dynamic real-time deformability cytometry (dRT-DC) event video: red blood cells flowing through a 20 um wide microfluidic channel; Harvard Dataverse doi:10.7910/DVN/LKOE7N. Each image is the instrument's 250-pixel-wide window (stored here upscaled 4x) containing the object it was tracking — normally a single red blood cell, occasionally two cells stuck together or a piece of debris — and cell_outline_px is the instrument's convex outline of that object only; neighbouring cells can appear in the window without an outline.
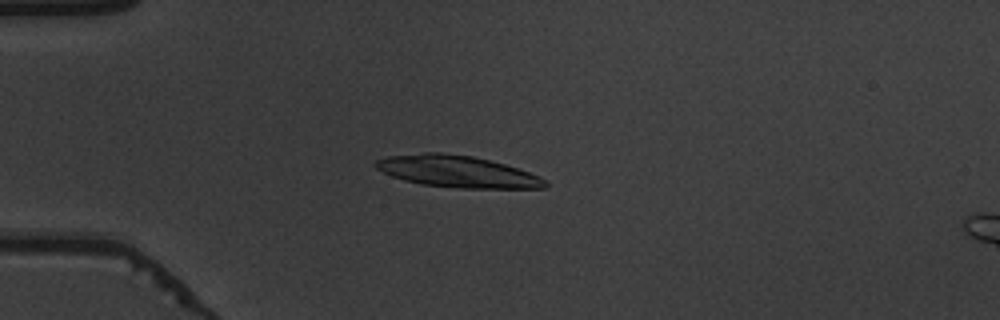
{"species": "common noctule bat (a hibernating species)", "species_latin": "Nyctalus noctula", "temperature_condition": "warm", "stored_images_in_passage": 45, "camera_frame_rate_fps": 3000, "um_per_image_px": 0.085, "animal": {"sex": "male", "body_mass_g": 19.5, "forearm_length_mm": 54.6}, "frame": {"image": 1, "passage_image": 6, "time_ms": 1.667, "image_size_px": [1000, 320], "cell_outline_px": [[548, 184], [544, 188], [460, 188], [420, 184], [404, 180], [392, 176], [376, 168], [372, 164], [376, 160], [388, 156], [424, 152], [440, 152], [472, 156], [504, 164], [540, 176], [548, 180]], "centroid_in_image_um": [38.85, 14.58], "position_along_channel_um": 46.1, "area_um2": 31.27}}